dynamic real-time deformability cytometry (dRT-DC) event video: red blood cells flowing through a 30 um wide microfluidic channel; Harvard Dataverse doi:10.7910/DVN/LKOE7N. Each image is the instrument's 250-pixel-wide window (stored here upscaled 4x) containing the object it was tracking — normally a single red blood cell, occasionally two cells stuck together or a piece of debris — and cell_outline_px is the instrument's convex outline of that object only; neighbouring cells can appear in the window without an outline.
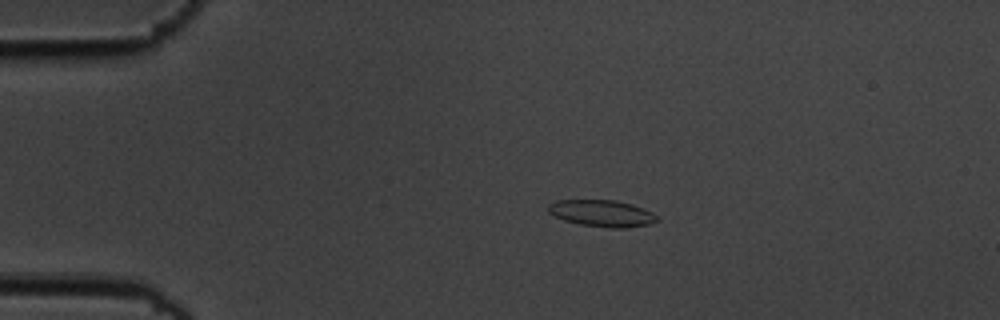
{"species": "common noctule bat (a hibernating species)", "species_latin": "Nyctalus noctula", "temperature_condition": "cold", "stored_images_in_passage": 45, "camera_frame_rate_fps": 3000, "um_per_image_px": 0.085, "animal": {"sex": "male", "body_mass_g": 19.5, "forearm_length_mm": 54.6}, "frame": {"image": 1, "passage_image": 1, "time_ms": 0.0, "image_size_px": [1000, 320], "cell_outline_px": [[656, 220], [648, 224], [624, 228], [608, 228], [580, 224], [564, 220], [548, 212], [548, 204], [556, 200], [616, 200], [632, 204], [652, 212], [656, 216]], "centroid_in_image_um": [51.13, 18.12], "position_along_channel_um": 33.9, "area_um2": 16.76}}
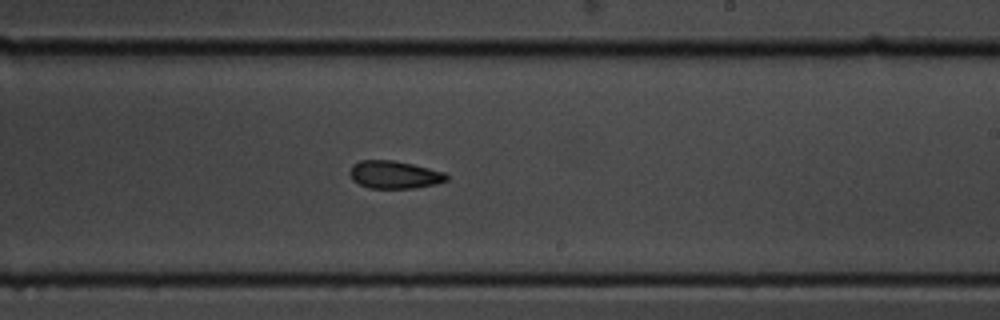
{"frame": {"image": 2, "passage_image": 23, "time_ms": 7.333, "image_size_px": [1000, 320], "cell_outline_px": [[448, 180], [436, 184], [416, 188], [368, 188], [352, 180], [348, 172], [352, 164], [360, 160], [392, 160], [412, 164], [444, 172], [448, 176]], "centroid_in_image_um": [33.49, 14.85], "position_along_channel_um": 255.5, "area_um2": 15.72}}
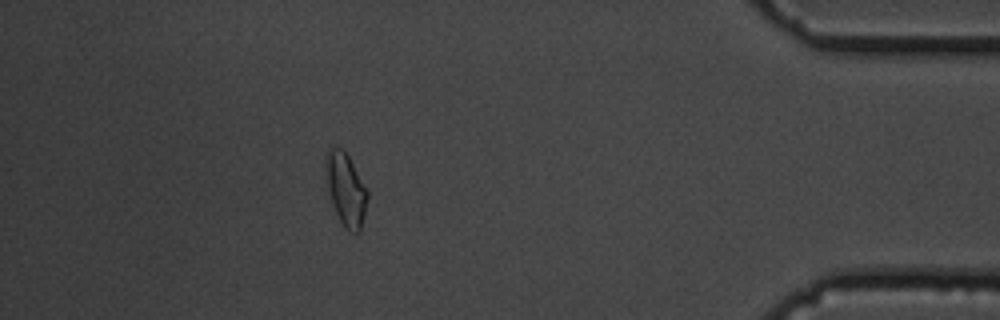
{"frame": {"image": 3, "passage_image": 39, "time_ms": 12.667, "image_size_px": [1000, 320], "cell_outline_px": [[368, 200], [360, 232], [352, 232], [344, 228], [332, 204], [328, 188], [324, 168], [324, 160], [328, 148], [332, 144], [340, 148], [348, 156], [368, 192]], "centroid_in_image_um": [29.37, 16.07], "position_along_channel_um": 405.8, "area_um2": 17.69}, "authors_computed_cell_mechanics": {"area_um2": 16.184, "velocity_mm_per_s": 3.6384, "shape_relaxation_time_tau1_ms": null, "shape_relaxation_time_tau2_ms": 7.4128, "deformation_change_tau1": null, "deformation_change_tau2": 0.1417}}